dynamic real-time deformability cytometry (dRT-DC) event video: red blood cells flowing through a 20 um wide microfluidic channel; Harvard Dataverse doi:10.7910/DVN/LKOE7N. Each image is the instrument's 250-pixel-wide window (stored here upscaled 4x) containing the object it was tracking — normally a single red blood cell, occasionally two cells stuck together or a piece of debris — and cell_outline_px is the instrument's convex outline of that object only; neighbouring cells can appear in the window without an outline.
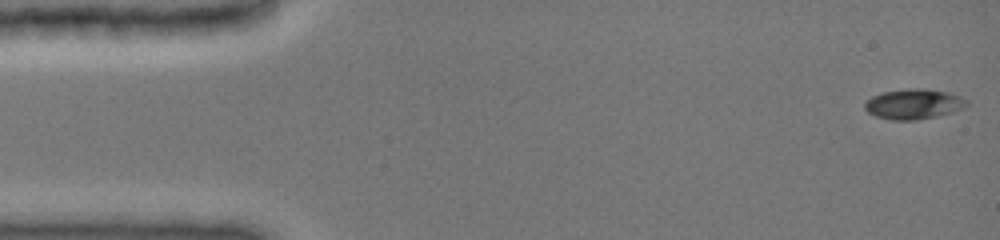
{"species": "common noctule bat (a hibernating species)", "species_latin": "Nyctalus noctula", "temperature_condition": "cold", "stored_images_in_passage": 16, "camera_frame_rate_fps": 3000, "um_per_image_px": 0.085, "animal": {"sex": "female", "body_mass_g": 19.0, "forearm_length_mm": 51.5}, "frame": {"image": 1, "passage_image": 1, "time_ms": 0.0, "image_size_px": [1000, 240], "cell_outline_px": [[968, 104], [964, 108], [952, 112], [936, 116], [916, 120], [892, 120], [876, 116], [868, 112], [864, 108], [864, 104], [872, 96], [884, 92], [908, 88], [924, 88], [948, 92], [960, 96], [968, 100]], "centroid_in_image_um": [77.68, 8.84], "position_along_channel_um": 7.3, "area_um2": 17.92}}
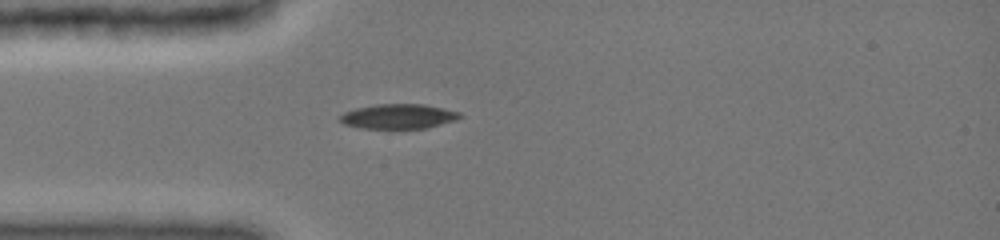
{"frame": {"image": 2, "passage_image": 10, "time_ms": 4.0, "image_size_px": [1000, 240], "cell_outline_px": [[464, 116], [456, 120], [424, 128], [360, 128], [344, 124], [336, 120], [344, 112], [356, 108], [376, 104], [424, 104], [444, 108], [460, 112]], "centroid_in_image_um": [33.85, 9.88], "position_along_channel_um": 51.1, "area_um2": 17.34}}
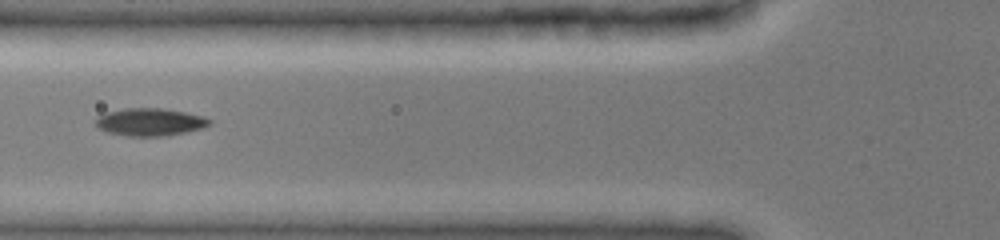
{"frame": {"image": 3, "passage_image": 14, "time_ms": 5.667, "image_size_px": [1000, 240], "cell_outline_px": [[212, 124], [204, 128], [168, 136], [128, 136], [108, 132], [96, 128], [92, 120], [96, 116], [108, 112], [124, 108], [160, 108], [184, 112], [204, 116], [212, 120]], "centroid_in_image_um": [12.72, 10.38], "position_along_channel_um": 113.1, "area_um2": 18.67}}